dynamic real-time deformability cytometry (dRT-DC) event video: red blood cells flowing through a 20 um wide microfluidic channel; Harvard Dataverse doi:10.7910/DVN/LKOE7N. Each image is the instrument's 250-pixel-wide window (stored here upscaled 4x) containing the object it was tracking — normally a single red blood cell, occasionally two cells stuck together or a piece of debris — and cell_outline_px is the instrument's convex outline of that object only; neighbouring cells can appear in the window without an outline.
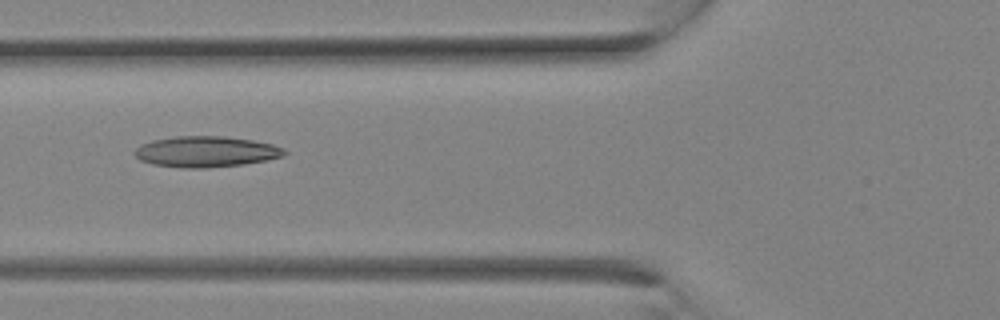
{"species": "Egyptian fruit bat (a non-hibernating species)", "species_latin": "Rousettus aegyptiacus", "temperature_condition": "room temperature", "stored_images_in_passage": 9, "camera_frame_rate_fps": 3000, "um_per_image_px": 0.085, "animal": {"sex": "female"}, "frame": {"image": 1, "passage_image": 6, "time_ms": 1.667, "image_size_px": [1000, 320], "cell_outline_px": [[288, 152], [284, 156], [268, 160], [244, 164], [204, 168], [184, 168], [152, 164], [140, 160], [132, 152], [140, 144], [152, 140], [176, 136], [224, 136], [252, 140], [272, 144], [284, 148]], "centroid_in_image_um": [17.51, 12.89], "position_along_channel_um": 108.3, "area_um2": 27.11}}
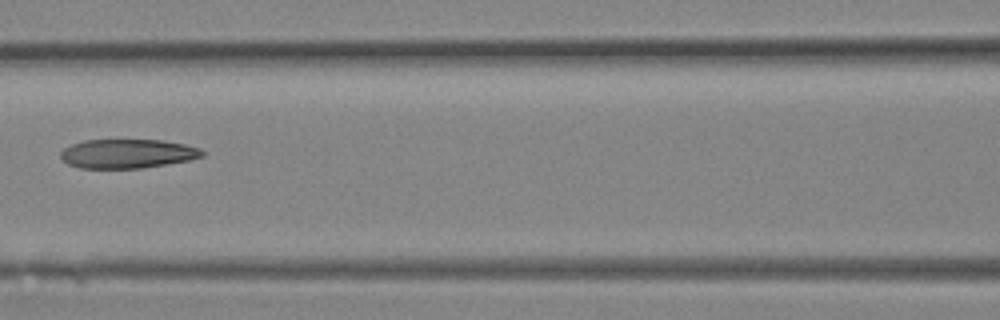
{"frame": {"image": 2, "passage_image": 8, "time_ms": 2.333, "image_size_px": [1000, 320], "cell_outline_px": [[204, 156], [192, 160], [140, 168], [80, 168], [68, 164], [60, 156], [60, 152], [64, 148], [72, 144], [84, 140], [160, 140], [184, 144], [200, 148], [204, 152]], "centroid_in_image_um": [10.85, 13.06], "position_along_channel_um": 155.8, "area_um2": 23.99}}